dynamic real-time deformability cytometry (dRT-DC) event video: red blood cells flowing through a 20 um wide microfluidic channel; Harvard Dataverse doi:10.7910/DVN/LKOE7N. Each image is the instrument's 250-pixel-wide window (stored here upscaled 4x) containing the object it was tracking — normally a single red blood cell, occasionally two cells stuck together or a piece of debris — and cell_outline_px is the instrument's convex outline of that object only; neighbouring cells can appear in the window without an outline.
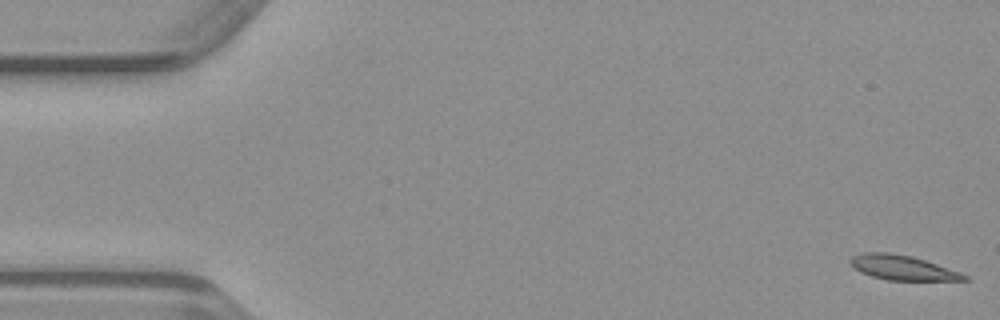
{"species": "common noctule bat (a hibernating species)", "species_latin": "Nyctalus noctula", "temperature_condition": "warm", "stored_images_in_passage": 49, "camera_frame_rate_fps": 3000, "um_per_image_px": 0.085, "animal": {"sex": "male", "body_mass_g": 23.1, "forearm_length_mm": 52.7}, "frame": {"image": 1, "passage_image": 1, "time_ms": 0.0, "image_size_px": [1000, 320], "cell_outline_px": [[972, 280], [888, 280], [872, 276], [860, 272], [848, 260], [852, 256], [864, 252], [888, 252], [912, 256], [960, 272], [968, 276]], "centroid_in_image_um": [76.71, 22.75], "position_along_channel_um": 8.3, "area_um2": 16.24}}
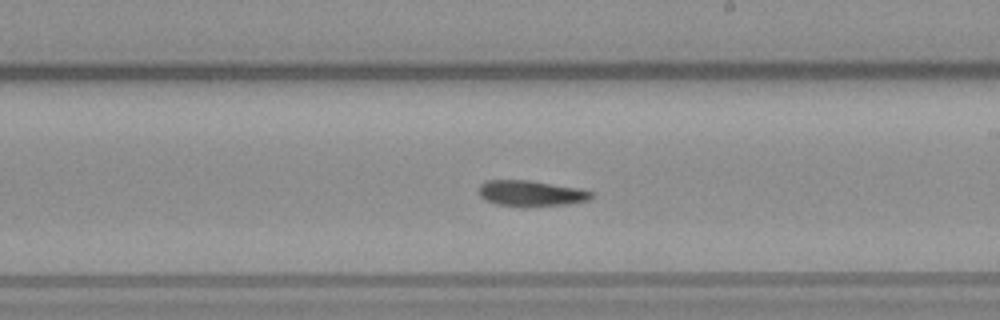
{"frame": {"image": 2, "passage_image": 28, "time_ms": 9.0, "image_size_px": [1000, 320], "cell_outline_px": [[592, 196], [588, 200], [568, 204], [524, 208], [496, 204], [484, 200], [480, 196], [480, 184], [488, 180], [528, 180], [576, 188], [592, 192]], "centroid_in_image_um": [45.09, 16.46], "position_along_channel_um": 243.9, "area_um2": 16.99}}
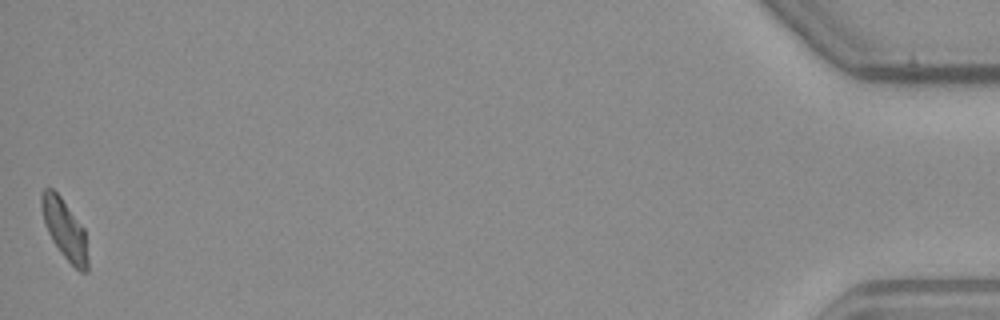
{"frame": {"image": 3, "passage_image": 49, "time_ms": 16.0, "image_size_px": [1000, 320], "cell_outline_px": [[88, 272], [80, 272], [60, 252], [52, 240], [44, 224], [40, 204], [40, 192], [44, 188], [52, 188], [60, 196], [84, 228], [88, 260]], "centroid_in_image_um": [5.47, 19.47], "position_along_channel_um": 429.7, "area_um2": 16.13}}